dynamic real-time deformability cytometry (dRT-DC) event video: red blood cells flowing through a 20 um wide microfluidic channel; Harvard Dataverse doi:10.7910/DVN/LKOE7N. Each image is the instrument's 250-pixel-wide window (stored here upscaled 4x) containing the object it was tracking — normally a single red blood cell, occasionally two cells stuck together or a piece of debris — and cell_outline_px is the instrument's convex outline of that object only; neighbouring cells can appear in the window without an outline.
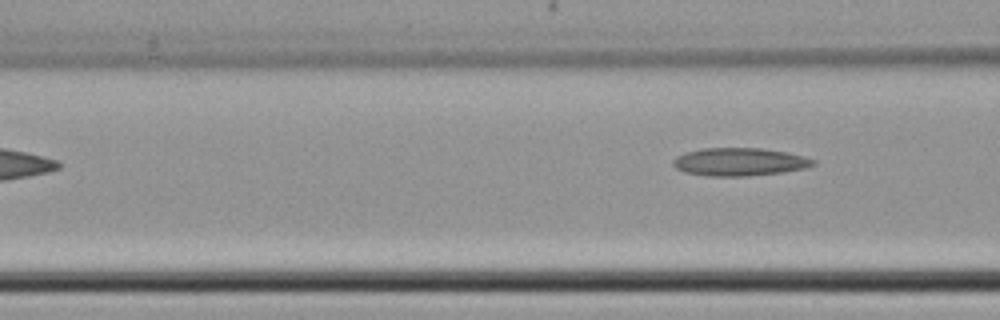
{"species": "common noctule bat (a hibernating species)", "species_latin": "Nyctalus noctula", "temperature_condition": "cold", "stored_images_in_passage": 7, "camera_frame_rate_fps": 3000, "um_per_image_px": 0.085, "animal": {"sex": "female", "body_mass_g": 22.7, "forearm_length_mm": 54.2}, "frame": {"image": 1, "passage_image": 7, "time_ms": 8.0, "image_size_px": [1000, 320], "cell_outline_px": [[816, 164], [804, 168], [780, 172], [748, 176], [708, 176], [684, 172], [676, 168], [672, 164], [672, 160], [676, 156], [684, 152], [704, 148], [760, 148], [788, 152], [804, 156], [816, 160]], "centroid_in_image_um": [62.83, 13.75], "position_along_channel_um": 103.8, "area_um2": 22.89}}